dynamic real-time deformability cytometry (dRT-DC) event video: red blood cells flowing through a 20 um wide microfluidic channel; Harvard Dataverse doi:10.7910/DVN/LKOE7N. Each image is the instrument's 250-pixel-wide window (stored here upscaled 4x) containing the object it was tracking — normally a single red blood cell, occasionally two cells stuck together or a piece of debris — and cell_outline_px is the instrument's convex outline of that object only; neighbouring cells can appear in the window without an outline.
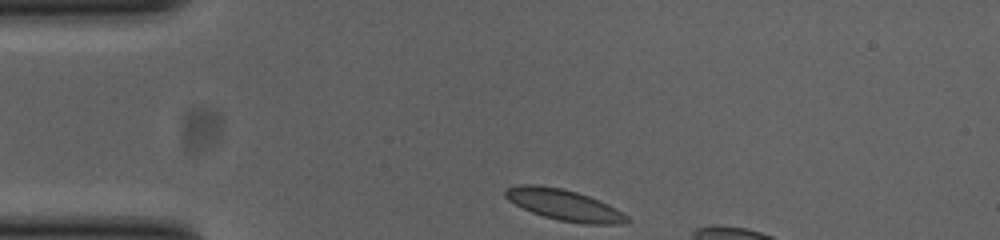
{"species": "common noctule bat (a hibernating species)", "species_latin": "Nyctalus noctula", "temperature_condition": "cold", "stored_images_in_passage": 6, "camera_frame_rate_fps": 3000, "um_per_image_px": 0.085, "animal": {"sex": "female", "body_mass_g": 23.0, "forearm_length_mm": 53.4}, "frame": {"image": 1, "passage_image": 1, "time_ms": 0.0, "image_size_px": [1000, 240], "cell_outline_px": [[632, 220], [620, 224], [584, 224], [560, 220], [544, 216], [532, 212], [508, 200], [504, 196], [504, 192], [508, 188], [520, 184], [536, 184], [560, 188], [576, 192], [588, 196], [608, 204], [616, 208], [628, 216]], "centroid_in_image_um": [47.97, 17.42], "position_along_channel_um": 37.0, "area_um2": 21.79}}